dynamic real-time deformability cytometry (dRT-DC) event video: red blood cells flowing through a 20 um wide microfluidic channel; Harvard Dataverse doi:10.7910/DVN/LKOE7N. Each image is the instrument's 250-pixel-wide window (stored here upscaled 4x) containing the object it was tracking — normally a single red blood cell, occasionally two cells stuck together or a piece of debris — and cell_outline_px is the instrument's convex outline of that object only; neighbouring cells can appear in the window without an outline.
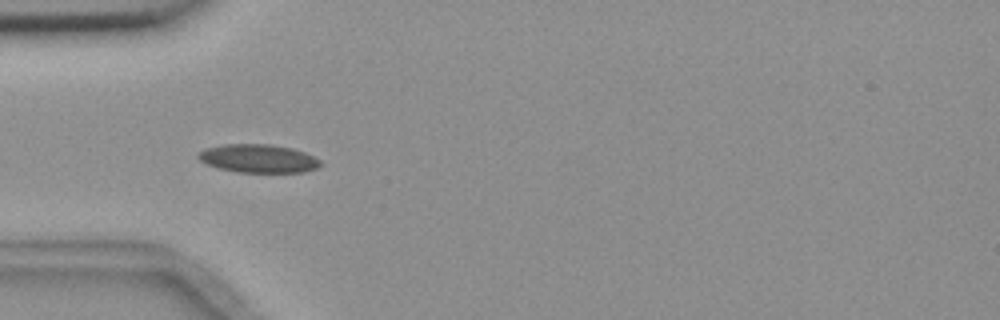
{"species": "common noctule bat (a hibernating species)", "species_latin": "Nyctalus noctula", "temperature_condition": "room temperature", "stored_images_in_passage": 8, "camera_frame_rate_fps": 3000, "um_per_image_px": 0.085, "animal": {"sex": "female", "body_mass_g": 18.4}, "frame": {"image": 1, "passage_image": 2, "time_ms": 1.0, "image_size_px": [1000, 320], "cell_outline_px": [[324, 164], [316, 168], [304, 172], [236, 172], [216, 168], [204, 164], [196, 156], [204, 148], [224, 144], [268, 144], [292, 148], [304, 152], [320, 160]], "centroid_in_image_um": [21.92, 13.48], "position_along_channel_um": 63.1, "area_um2": 20.35}}
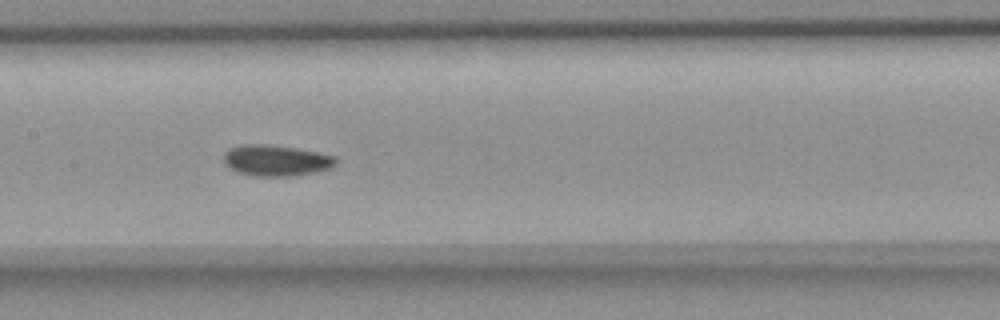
{"frame": {"image": 2, "passage_image": 5, "time_ms": 4.333, "image_size_px": [1000, 320], "cell_outline_px": [[336, 164], [328, 168], [316, 172], [296, 176], [252, 176], [240, 172], [224, 164], [224, 152], [228, 148], [240, 144], [268, 144], [296, 148], [336, 156]], "centroid_in_image_um": [23.45, 13.63], "position_along_channel_um": 184.0, "area_um2": 20.35}}
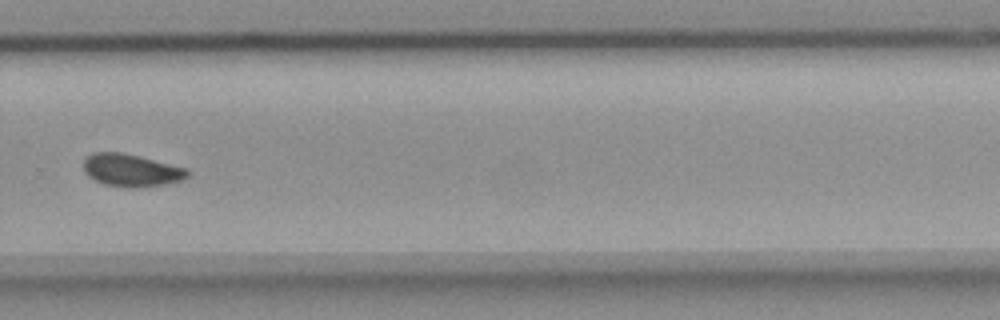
{"frame": {"image": 3, "passage_image": 8, "time_ms": 8.0, "image_size_px": [1000, 320], "cell_outline_px": [[192, 172], [188, 176], [180, 180], [160, 184], [132, 188], [128, 188], [104, 184], [88, 176], [84, 172], [84, 156], [92, 152], [120, 152], [140, 156], [188, 168]], "centroid_in_image_um": [11.14, 14.45], "position_along_channel_um": 318.7, "area_um2": 19.77}}